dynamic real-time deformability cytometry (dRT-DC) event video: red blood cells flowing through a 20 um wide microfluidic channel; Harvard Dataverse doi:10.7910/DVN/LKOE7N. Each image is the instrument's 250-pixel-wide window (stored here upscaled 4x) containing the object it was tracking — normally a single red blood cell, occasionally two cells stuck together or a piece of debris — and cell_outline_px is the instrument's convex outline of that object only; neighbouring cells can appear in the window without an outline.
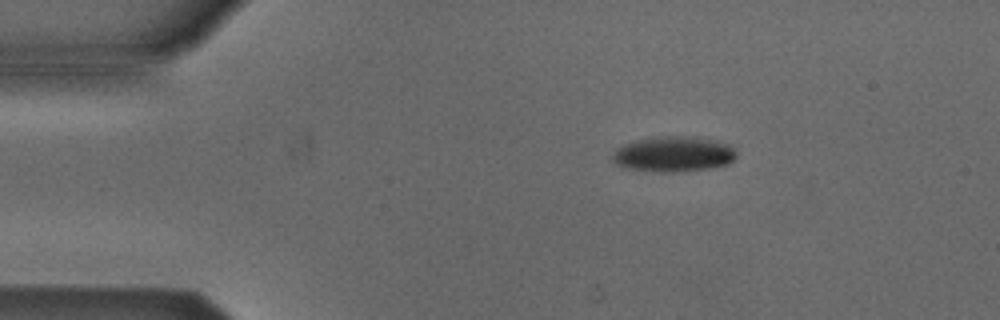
{"species": "Egyptian fruit bat (a non-hibernating species)", "species_latin": "Rousettus aegyptiacus", "temperature_condition": "cold", "stored_images_in_passage": 4, "camera_frame_rate_fps": 3000, "um_per_image_px": 0.085, "animal": {"sex": "male"}, "frame": {"image": 1, "passage_image": 1, "time_ms": 0.0, "image_size_px": [1000, 320], "cell_outline_px": [[736, 156], [728, 164], [708, 168], [676, 172], [660, 172], [628, 168], [616, 164], [612, 156], [616, 148], [624, 144], [636, 140], [656, 136], [696, 136], [716, 140], [728, 144], [736, 152]], "centroid_in_image_um": [57.26, 13.08], "position_along_channel_um": 27.7, "area_um2": 25.55}}
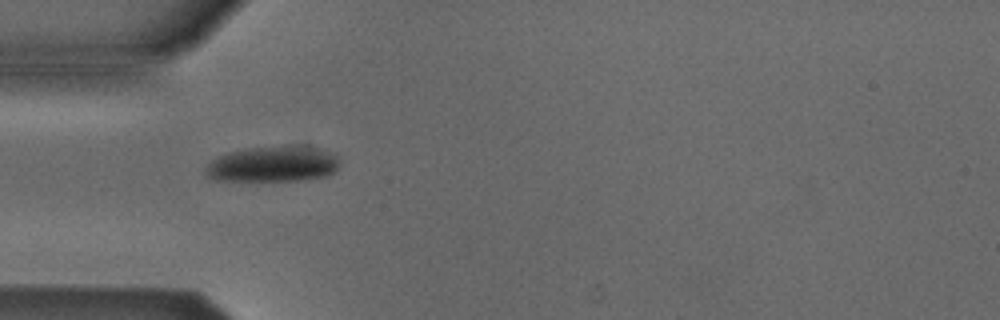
{"frame": {"image": 2, "passage_image": 3, "time_ms": 2.333, "image_size_px": [1000, 320], "cell_outline_px": [[340, 160], [336, 172], [328, 176], [308, 180], [216, 180], [208, 176], [204, 172], [204, 168], [216, 156], [228, 152], [248, 148], [292, 144], [304, 144], [336, 152], [340, 156]], "centroid_in_image_um": [23.31, 13.91], "position_along_channel_um": 61.7, "area_um2": 28.9}}